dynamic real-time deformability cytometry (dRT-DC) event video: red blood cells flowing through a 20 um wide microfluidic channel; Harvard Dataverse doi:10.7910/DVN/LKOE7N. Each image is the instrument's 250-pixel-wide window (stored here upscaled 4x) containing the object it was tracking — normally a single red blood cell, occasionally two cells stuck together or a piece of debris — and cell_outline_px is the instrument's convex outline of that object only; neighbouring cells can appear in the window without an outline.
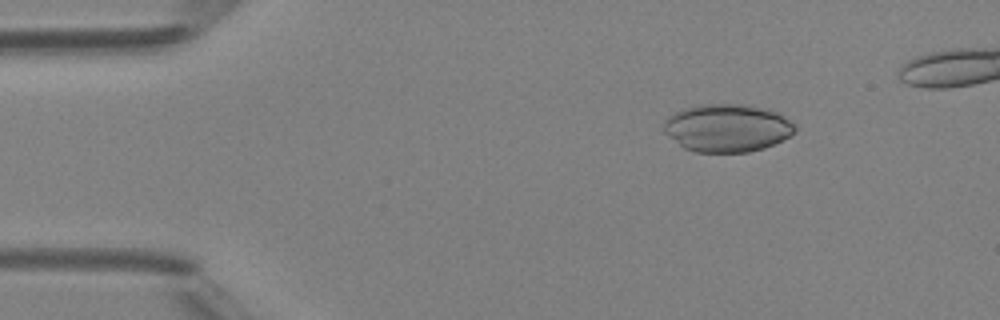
{"species": "Egyptian fruit bat (a non-hibernating species)", "species_latin": "Rousettus aegyptiacus", "temperature_condition": "room temperature", "stored_images_in_passage": 3, "camera_frame_rate_fps": 3000, "um_per_image_px": 0.085, "animal": {"sex": "female"}, "frame": {"image": 1, "passage_image": 1, "time_ms": 0.0, "image_size_px": [1000, 320], "cell_outline_px": [[796, 132], [764, 148], [748, 152], [696, 152], [684, 148], [664, 132], [664, 120], [668, 116], [684, 108], [700, 104], [744, 104], [768, 108], [784, 116], [796, 124]], "centroid_in_image_um": [61.82, 10.86], "position_along_channel_um": 23.2, "area_um2": 36.65}}